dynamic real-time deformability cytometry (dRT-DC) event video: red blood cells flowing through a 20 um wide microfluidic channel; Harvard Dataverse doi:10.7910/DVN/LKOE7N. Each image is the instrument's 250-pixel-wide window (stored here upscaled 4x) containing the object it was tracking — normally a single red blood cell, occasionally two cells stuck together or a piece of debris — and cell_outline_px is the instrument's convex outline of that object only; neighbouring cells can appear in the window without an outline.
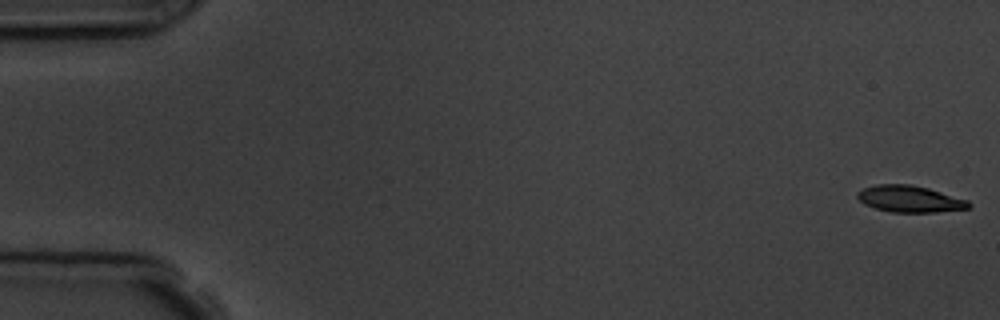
{"species": "common noctule bat (a hibernating species)", "species_latin": "Nyctalus noctula", "temperature_condition": "room temperature", "stored_images_in_passage": 6, "camera_frame_rate_fps": 3000, "um_per_image_px": 0.085, "animal": {"sex": "male", "body_mass_g": 19.5, "forearm_length_mm": 54.6}, "frame": {"image": 1, "passage_image": 1, "time_ms": 0.0, "image_size_px": [1000, 320], "cell_outline_px": [[972, 204], [968, 208], [936, 212], [892, 212], [876, 208], [864, 204], [856, 196], [856, 192], [864, 188], [876, 184], [912, 184], [928, 188], [968, 200]], "centroid_in_image_um": [77.32, 16.9], "position_along_channel_um": 7.7, "area_um2": 17.22}}
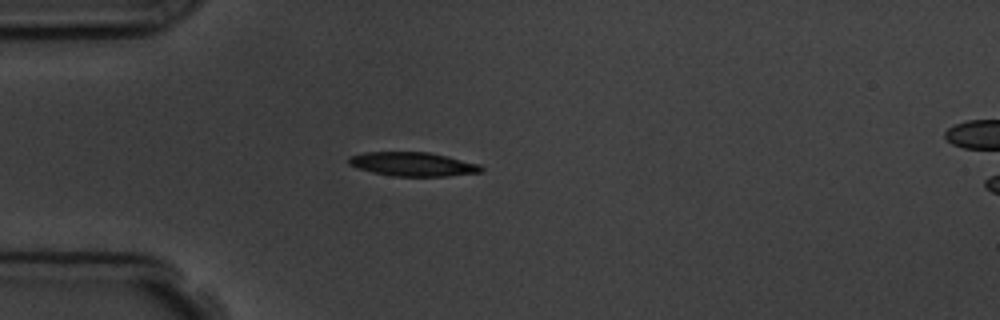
{"frame": {"image": 2, "passage_image": 5, "time_ms": 4.667, "image_size_px": [1000, 320], "cell_outline_px": [[484, 172], [448, 176], [392, 176], [372, 172], [356, 168], [348, 164], [348, 156], [364, 152], [428, 152], [448, 156], [480, 164], [484, 168]], "centroid_in_image_um": [35.1, 13.95], "position_along_channel_um": 49.9, "area_um2": 18.73}}